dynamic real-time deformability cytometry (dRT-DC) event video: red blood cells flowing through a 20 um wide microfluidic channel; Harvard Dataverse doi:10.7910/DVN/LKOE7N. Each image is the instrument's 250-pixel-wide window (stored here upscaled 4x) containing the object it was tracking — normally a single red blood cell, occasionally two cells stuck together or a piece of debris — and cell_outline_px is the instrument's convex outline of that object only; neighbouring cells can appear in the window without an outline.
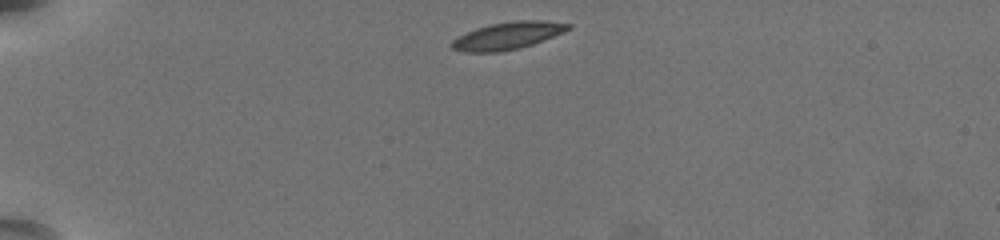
{"species": "common noctule bat (a hibernating species)", "species_latin": "Nyctalus noctula", "temperature_condition": "warm", "stored_images_in_passage": 43, "camera_frame_rate_fps": 3000, "um_per_image_px": 0.085, "animal": {"sex": "female", "body_mass_g": 19.5, "forearm_length_mm": 54.1}, "frame": {"image": 1, "passage_image": 1, "time_ms": 0.0, "image_size_px": [1000, 240], "cell_outline_px": [[572, 28], [532, 44], [520, 48], [500, 52], [464, 52], [452, 48], [452, 40], [476, 28], [492, 24], [516, 20], [540, 20], [572, 24]], "centroid_in_image_um": [43.16, 3.03], "position_along_channel_um": 41.8, "area_um2": 18.21}}
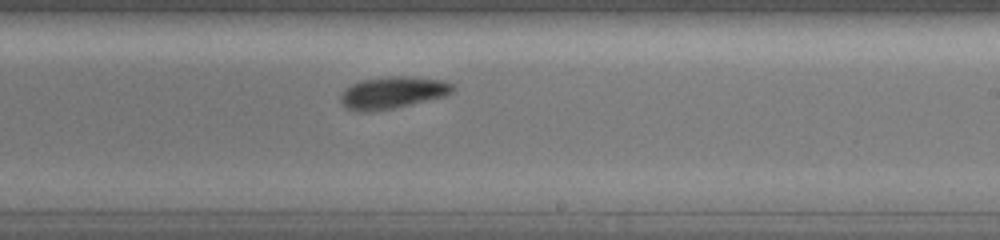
{"frame": {"image": 2, "passage_image": 23, "time_ms": 7.333, "image_size_px": [1000, 240], "cell_outline_px": [[452, 92], [444, 96], [392, 108], [348, 108], [340, 100], [340, 96], [344, 88], [360, 80], [388, 76], [404, 76], [444, 80], [452, 84]], "centroid_in_image_um": [33.41, 7.8], "position_along_channel_um": 255.6, "area_um2": 19.88}}
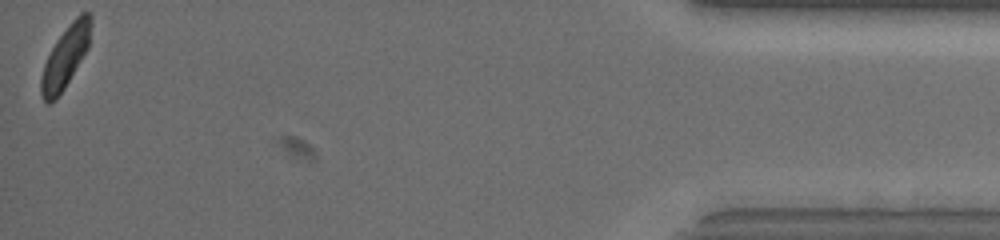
{"frame": {"image": 3, "passage_image": 43, "time_ms": 14.0, "image_size_px": [1000, 240], "cell_outline_px": [[92, 24], [88, 48], [64, 88], [56, 100], [48, 104], [44, 100], [40, 92], [40, 80], [44, 64], [56, 40], [72, 20], [80, 12], [88, 12], [92, 16]], "centroid_in_image_um": [5.57, 4.82], "position_along_channel_um": 429.6, "area_um2": 17.8}, "authors_computed_cell_mechanics": {"area_um2": 19.3052, "velocity_mm_per_s": 3.7339, "shape_relaxation_time_tau1_ms": 2.5496, "shape_relaxation_time_tau2_ms": null, "deformation_change_tau1": 0.1132, "deformation_change_tau2": null}}